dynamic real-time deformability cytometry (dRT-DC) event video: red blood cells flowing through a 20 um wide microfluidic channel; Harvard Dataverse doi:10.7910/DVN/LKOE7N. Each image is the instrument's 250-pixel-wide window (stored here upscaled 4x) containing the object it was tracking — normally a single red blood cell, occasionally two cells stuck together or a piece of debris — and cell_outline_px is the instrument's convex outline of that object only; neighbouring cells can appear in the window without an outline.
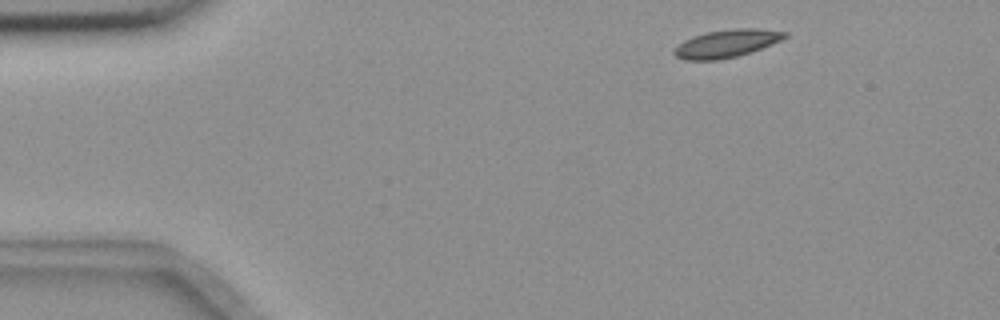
{"species": "common noctule bat (a hibernating species)", "species_latin": "Nyctalus noctula", "temperature_condition": "room temperature", "stored_images_in_passage": 51, "camera_frame_rate_fps": 3000, "um_per_image_px": 0.085, "animal": {"sex": "female", "body_mass_g": 18.4}, "frame": {"image": 1, "passage_image": 3, "time_ms": 0.667, "image_size_px": [1000, 320], "cell_outline_px": [[788, 36], [780, 40], [760, 48], [736, 56], [716, 60], [684, 60], [676, 56], [672, 52], [684, 40], [692, 36], [708, 32], [732, 28], [756, 28], [788, 32]], "centroid_in_image_um": [61.74, 3.69], "position_along_channel_um": 23.3, "area_um2": 17.63}}
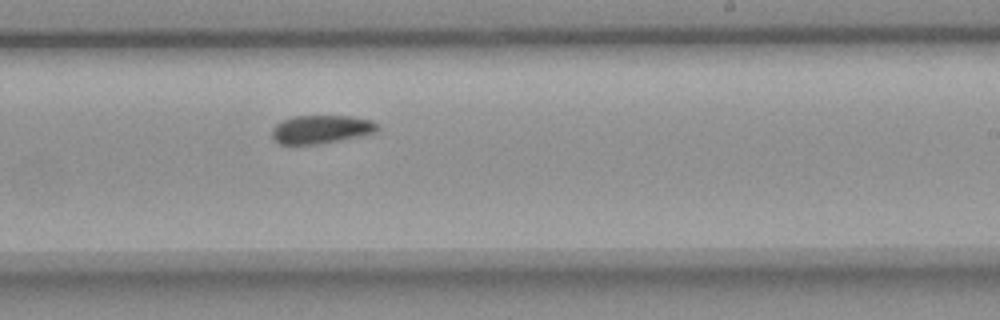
{"frame": {"image": 2, "passage_image": 29, "time_ms": 9.333, "image_size_px": [1000, 320], "cell_outline_px": [[380, 128], [376, 132], [340, 140], [316, 144], [280, 144], [272, 136], [272, 128], [280, 120], [292, 116], [348, 116], [372, 120]], "centroid_in_image_um": [27.27, 10.98], "position_along_channel_um": 261.7, "area_um2": 17.34}}
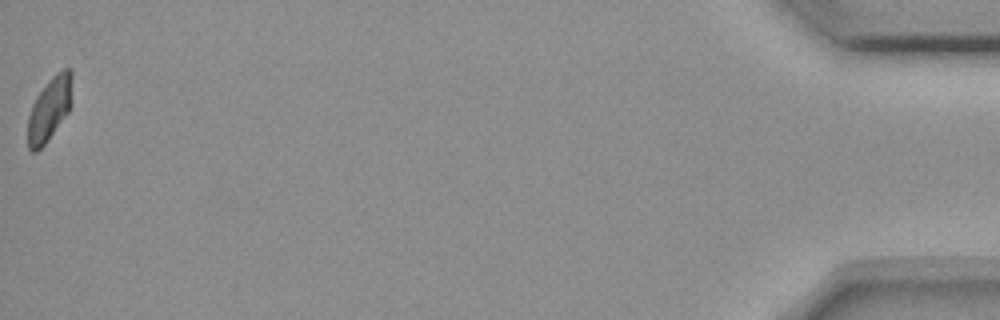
{"frame": {"image": 3, "passage_image": 51, "time_ms": 16.667, "image_size_px": [1000, 320], "cell_outline_px": [[72, 80], [68, 112], [44, 144], [36, 152], [32, 152], [28, 148], [28, 116], [32, 104], [36, 96], [48, 80], [56, 72], [64, 68], [68, 68], [72, 72]], "centroid_in_image_um": [4.18, 9.23], "position_along_channel_um": 431.0, "area_um2": 16.13}, "authors_computed_cell_mechanics": {"area_um2": 17.5712, "velocity_mm_per_s": 3.64, "shape_relaxation_time_tau1_ms": 11.1694, "shape_relaxation_time_tau2_ms": 10.9817, "deformation_change_tau1": 0.1658, "deformation_change_tau2": 0.119}}